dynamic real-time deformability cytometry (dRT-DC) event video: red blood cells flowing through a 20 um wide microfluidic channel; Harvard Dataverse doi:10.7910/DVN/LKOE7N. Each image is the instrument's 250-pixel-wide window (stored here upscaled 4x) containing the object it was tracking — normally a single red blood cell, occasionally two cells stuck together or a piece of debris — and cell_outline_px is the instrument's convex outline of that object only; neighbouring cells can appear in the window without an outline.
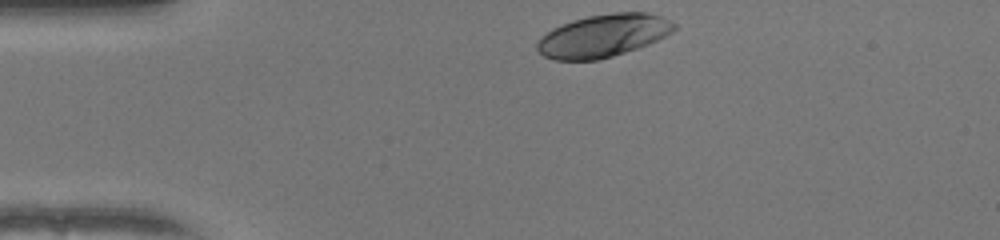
{"species": "human", "species_latin": "Homo sapiens", "temperature_condition": "warm", "stored_images_in_passage": 32, "camera_frame_rate_fps": 3000, "um_per_image_px": 0.085, "donor": {"sex": "female"}, "frame": {"image": 1, "passage_image": 1, "time_ms": 0.0, "image_size_px": [1000, 240], "cell_outline_px": [[676, 28], [672, 32], [648, 44], [612, 56], [596, 60], [552, 60], [544, 56], [536, 48], [536, 44], [540, 36], [552, 28], [572, 20], [588, 16], [612, 12], [644, 12], [660, 16], [676, 24]], "centroid_in_image_um": [51.23, 3.03], "position_along_channel_um": 33.8, "area_um2": 33.99}}
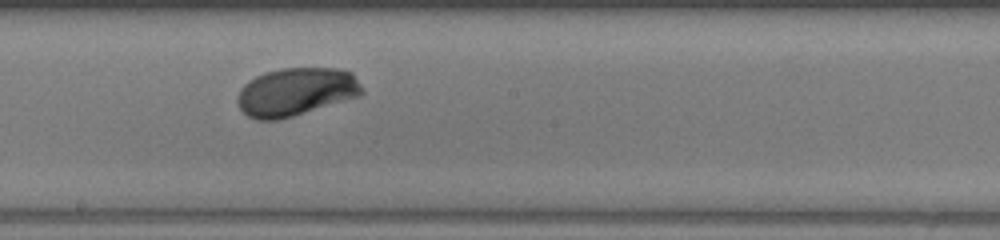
{"frame": {"image": 2, "passage_image": 19, "time_ms": 6.0, "image_size_px": [1000, 240], "cell_outline_px": [[364, 92], [360, 96], [280, 120], [256, 120], [248, 116], [240, 108], [236, 100], [236, 96], [240, 88], [248, 80], [264, 72], [280, 68], [336, 68], [352, 72], [360, 84]], "centroid_in_image_um": [25.13, 7.8], "position_along_channel_um": 223.1, "area_um2": 35.2}}
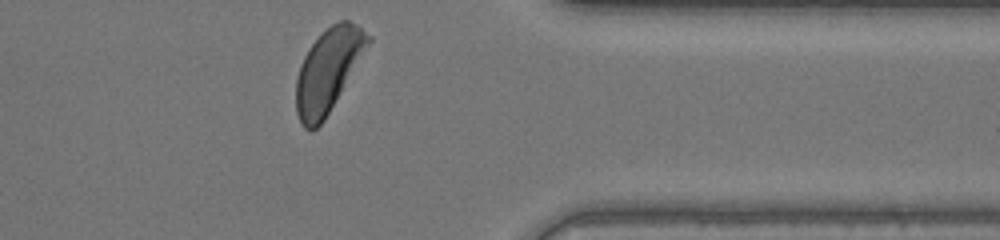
{"frame": {"image": 3, "passage_image": 32, "time_ms": 10.333, "image_size_px": [1000, 240], "cell_outline_px": [[372, 40], [324, 120], [312, 132], [304, 128], [296, 112], [296, 80], [300, 64], [308, 48], [320, 32], [332, 24], [340, 20], [348, 20], [372, 36]], "centroid_in_image_um": [27.87, 5.97], "position_along_channel_um": 383.5, "area_um2": 34.62}, "authors_computed_cell_mechanics": {"area_um2": 34.4488, "velocity_mm_per_s": 3.9865, "shape_relaxation_time_tau1_ms": 2.0671, "shape_relaxation_time_tau2_ms": null, "deformation_change_tau1": 0.1382, "deformation_change_tau2": null}}